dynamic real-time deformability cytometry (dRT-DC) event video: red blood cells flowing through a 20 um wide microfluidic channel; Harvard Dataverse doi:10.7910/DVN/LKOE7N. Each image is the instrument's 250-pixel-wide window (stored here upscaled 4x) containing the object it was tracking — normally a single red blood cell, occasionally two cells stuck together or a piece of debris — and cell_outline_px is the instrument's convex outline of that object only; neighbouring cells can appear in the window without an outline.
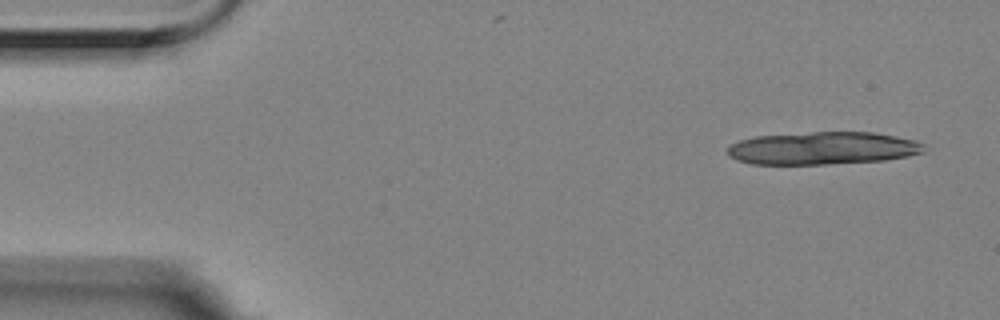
{"species": "Egyptian fruit bat (a non-hibernating species)", "species_latin": "Rousettus aegyptiacus", "temperature_condition": "room temperature", "stored_images_in_passage": 4, "camera_frame_rate_fps": 3000, "um_per_image_px": 0.085, "animal": {"sex": "female"}, "frame": {"image": 1, "passage_image": 1, "time_ms": 0.0, "image_size_px": [1000, 320], "cell_outline_px": [[924, 152], [908, 156], [884, 160], [824, 164], [752, 164], [736, 160], [728, 156], [728, 148], [732, 144], [740, 140], [756, 136], [812, 132], [872, 132], [896, 136], [916, 140], [924, 144]], "centroid_in_image_um": [69.94, 12.6], "position_along_channel_um": 15.1, "area_um2": 37.4}}
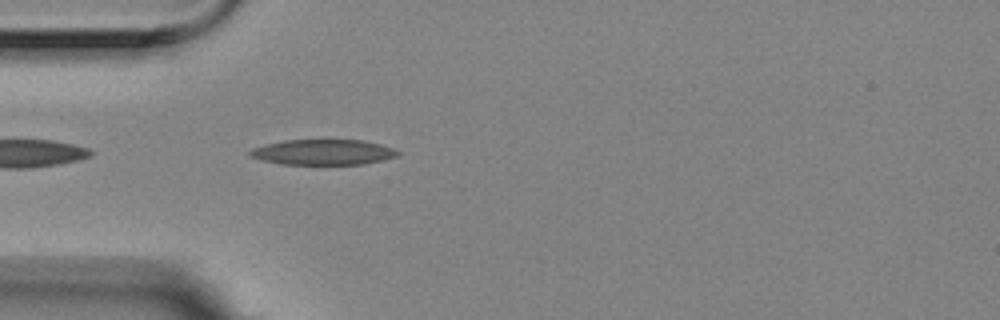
{"frame": {"image": 2, "passage_image": 4, "time_ms": 1.0, "image_size_px": [1000, 320], "cell_outline_px": [[400, 156], [384, 160], [364, 164], [280, 164], [260, 160], [248, 156], [248, 152], [252, 148], [284, 140], [364, 140], [380, 144], [392, 148], [400, 152]], "centroid_in_image_um": [27.47, 12.94], "position_along_channel_um": 57.5, "area_um2": 22.02}}